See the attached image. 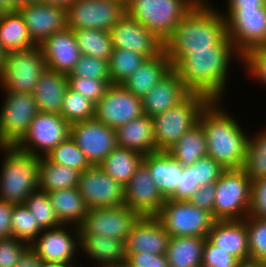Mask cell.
<instances>
[{"instance_id": "obj_1", "label": "cell", "mask_w": 266, "mask_h": 267, "mask_svg": "<svg viewBox=\"0 0 266 267\" xmlns=\"http://www.w3.org/2000/svg\"><path fill=\"white\" fill-rule=\"evenodd\" d=\"M173 69L191 93H200L211 101H221L228 82L232 55L242 56L226 36L213 49L165 50ZM236 52V53H235Z\"/></svg>"}, {"instance_id": "obj_2", "label": "cell", "mask_w": 266, "mask_h": 267, "mask_svg": "<svg viewBox=\"0 0 266 267\" xmlns=\"http://www.w3.org/2000/svg\"><path fill=\"white\" fill-rule=\"evenodd\" d=\"M218 103L211 101L198 121L205 132L208 156L225 169L242 168L249 137L237 120L221 109Z\"/></svg>"}, {"instance_id": "obj_3", "label": "cell", "mask_w": 266, "mask_h": 267, "mask_svg": "<svg viewBox=\"0 0 266 267\" xmlns=\"http://www.w3.org/2000/svg\"><path fill=\"white\" fill-rule=\"evenodd\" d=\"M226 36L222 12L208 2H198L164 42V50L213 49Z\"/></svg>"}, {"instance_id": "obj_4", "label": "cell", "mask_w": 266, "mask_h": 267, "mask_svg": "<svg viewBox=\"0 0 266 267\" xmlns=\"http://www.w3.org/2000/svg\"><path fill=\"white\" fill-rule=\"evenodd\" d=\"M5 153L0 174V200L10 204H24L25 199L38 189L40 157L18 149L0 146Z\"/></svg>"}, {"instance_id": "obj_5", "label": "cell", "mask_w": 266, "mask_h": 267, "mask_svg": "<svg viewBox=\"0 0 266 267\" xmlns=\"http://www.w3.org/2000/svg\"><path fill=\"white\" fill-rule=\"evenodd\" d=\"M211 100L200 93H190L183 101L152 117L157 150H169L199 121Z\"/></svg>"}, {"instance_id": "obj_6", "label": "cell", "mask_w": 266, "mask_h": 267, "mask_svg": "<svg viewBox=\"0 0 266 267\" xmlns=\"http://www.w3.org/2000/svg\"><path fill=\"white\" fill-rule=\"evenodd\" d=\"M197 0H132L126 12L165 42Z\"/></svg>"}, {"instance_id": "obj_7", "label": "cell", "mask_w": 266, "mask_h": 267, "mask_svg": "<svg viewBox=\"0 0 266 267\" xmlns=\"http://www.w3.org/2000/svg\"><path fill=\"white\" fill-rule=\"evenodd\" d=\"M252 182L242 168L226 169L215 182L216 221L244 220L250 214Z\"/></svg>"}, {"instance_id": "obj_8", "label": "cell", "mask_w": 266, "mask_h": 267, "mask_svg": "<svg viewBox=\"0 0 266 267\" xmlns=\"http://www.w3.org/2000/svg\"><path fill=\"white\" fill-rule=\"evenodd\" d=\"M45 69L46 63L39 45L7 52L0 71L1 88L4 92L32 94Z\"/></svg>"}, {"instance_id": "obj_9", "label": "cell", "mask_w": 266, "mask_h": 267, "mask_svg": "<svg viewBox=\"0 0 266 267\" xmlns=\"http://www.w3.org/2000/svg\"><path fill=\"white\" fill-rule=\"evenodd\" d=\"M171 237H206L216 221L212 213L188 200L166 199L155 216Z\"/></svg>"}, {"instance_id": "obj_10", "label": "cell", "mask_w": 266, "mask_h": 267, "mask_svg": "<svg viewBox=\"0 0 266 267\" xmlns=\"http://www.w3.org/2000/svg\"><path fill=\"white\" fill-rule=\"evenodd\" d=\"M222 15L227 36L242 57L249 50L266 45V6L228 8Z\"/></svg>"}, {"instance_id": "obj_11", "label": "cell", "mask_w": 266, "mask_h": 267, "mask_svg": "<svg viewBox=\"0 0 266 267\" xmlns=\"http://www.w3.org/2000/svg\"><path fill=\"white\" fill-rule=\"evenodd\" d=\"M4 93L0 111V146H15L27 133L39 111L33 94Z\"/></svg>"}, {"instance_id": "obj_12", "label": "cell", "mask_w": 266, "mask_h": 267, "mask_svg": "<svg viewBox=\"0 0 266 267\" xmlns=\"http://www.w3.org/2000/svg\"><path fill=\"white\" fill-rule=\"evenodd\" d=\"M124 13L117 0H74L67 8V28L111 31Z\"/></svg>"}, {"instance_id": "obj_13", "label": "cell", "mask_w": 266, "mask_h": 267, "mask_svg": "<svg viewBox=\"0 0 266 267\" xmlns=\"http://www.w3.org/2000/svg\"><path fill=\"white\" fill-rule=\"evenodd\" d=\"M69 136L70 124L60 114L39 112L15 146L29 154L45 156Z\"/></svg>"}, {"instance_id": "obj_14", "label": "cell", "mask_w": 266, "mask_h": 267, "mask_svg": "<svg viewBox=\"0 0 266 267\" xmlns=\"http://www.w3.org/2000/svg\"><path fill=\"white\" fill-rule=\"evenodd\" d=\"M142 115L144 112L141 98L122 84H110L94 109V119L115 130Z\"/></svg>"}, {"instance_id": "obj_15", "label": "cell", "mask_w": 266, "mask_h": 267, "mask_svg": "<svg viewBox=\"0 0 266 267\" xmlns=\"http://www.w3.org/2000/svg\"><path fill=\"white\" fill-rule=\"evenodd\" d=\"M139 217L126 205L92 208L78 225L79 234H97L126 242Z\"/></svg>"}, {"instance_id": "obj_16", "label": "cell", "mask_w": 266, "mask_h": 267, "mask_svg": "<svg viewBox=\"0 0 266 267\" xmlns=\"http://www.w3.org/2000/svg\"><path fill=\"white\" fill-rule=\"evenodd\" d=\"M70 137L92 166H98L118 146L116 130L96 119L70 124Z\"/></svg>"}, {"instance_id": "obj_17", "label": "cell", "mask_w": 266, "mask_h": 267, "mask_svg": "<svg viewBox=\"0 0 266 267\" xmlns=\"http://www.w3.org/2000/svg\"><path fill=\"white\" fill-rule=\"evenodd\" d=\"M78 191L89 209L124 205L125 187L98 166L80 173Z\"/></svg>"}, {"instance_id": "obj_18", "label": "cell", "mask_w": 266, "mask_h": 267, "mask_svg": "<svg viewBox=\"0 0 266 267\" xmlns=\"http://www.w3.org/2000/svg\"><path fill=\"white\" fill-rule=\"evenodd\" d=\"M110 32L113 49L134 51L147 59L158 56L164 50V42L134 20L127 12Z\"/></svg>"}, {"instance_id": "obj_19", "label": "cell", "mask_w": 266, "mask_h": 267, "mask_svg": "<svg viewBox=\"0 0 266 267\" xmlns=\"http://www.w3.org/2000/svg\"><path fill=\"white\" fill-rule=\"evenodd\" d=\"M66 227H68L67 224H62L59 227L44 229L30 244L31 249L41 260L74 266L72 264L74 254L77 249H80V247L77 248L80 246L79 228L75 225L73 233L71 230L69 232Z\"/></svg>"}, {"instance_id": "obj_20", "label": "cell", "mask_w": 266, "mask_h": 267, "mask_svg": "<svg viewBox=\"0 0 266 267\" xmlns=\"http://www.w3.org/2000/svg\"><path fill=\"white\" fill-rule=\"evenodd\" d=\"M124 187V205L139 216H156L166 201L143 162Z\"/></svg>"}, {"instance_id": "obj_21", "label": "cell", "mask_w": 266, "mask_h": 267, "mask_svg": "<svg viewBox=\"0 0 266 267\" xmlns=\"http://www.w3.org/2000/svg\"><path fill=\"white\" fill-rule=\"evenodd\" d=\"M18 11L23 16L29 36L36 45L67 28V9L63 7L34 3L21 6Z\"/></svg>"}, {"instance_id": "obj_22", "label": "cell", "mask_w": 266, "mask_h": 267, "mask_svg": "<svg viewBox=\"0 0 266 267\" xmlns=\"http://www.w3.org/2000/svg\"><path fill=\"white\" fill-rule=\"evenodd\" d=\"M170 238V234L155 216H140L128 235L126 253L166 255Z\"/></svg>"}, {"instance_id": "obj_23", "label": "cell", "mask_w": 266, "mask_h": 267, "mask_svg": "<svg viewBox=\"0 0 266 267\" xmlns=\"http://www.w3.org/2000/svg\"><path fill=\"white\" fill-rule=\"evenodd\" d=\"M46 68L69 74L82 56L73 29L66 28L39 44Z\"/></svg>"}, {"instance_id": "obj_24", "label": "cell", "mask_w": 266, "mask_h": 267, "mask_svg": "<svg viewBox=\"0 0 266 267\" xmlns=\"http://www.w3.org/2000/svg\"><path fill=\"white\" fill-rule=\"evenodd\" d=\"M190 93L177 72L172 69L141 98L143 112L148 117H154L179 104Z\"/></svg>"}, {"instance_id": "obj_25", "label": "cell", "mask_w": 266, "mask_h": 267, "mask_svg": "<svg viewBox=\"0 0 266 267\" xmlns=\"http://www.w3.org/2000/svg\"><path fill=\"white\" fill-rule=\"evenodd\" d=\"M207 239L240 262L249 261L246 220L215 221Z\"/></svg>"}, {"instance_id": "obj_26", "label": "cell", "mask_w": 266, "mask_h": 267, "mask_svg": "<svg viewBox=\"0 0 266 267\" xmlns=\"http://www.w3.org/2000/svg\"><path fill=\"white\" fill-rule=\"evenodd\" d=\"M143 163L148 167L152 181L161 195L168 199L176 191L182 176L183 167L165 150H158L144 155Z\"/></svg>"}, {"instance_id": "obj_27", "label": "cell", "mask_w": 266, "mask_h": 267, "mask_svg": "<svg viewBox=\"0 0 266 267\" xmlns=\"http://www.w3.org/2000/svg\"><path fill=\"white\" fill-rule=\"evenodd\" d=\"M68 88L69 81L66 73L46 68L32 93L37 103L38 111L60 114L63 98Z\"/></svg>"}, {"instance_id": "obj_28", "label": "cell", "mask_w": 266, "mask_h": 267, "mask_svg": "<svg viewBox=\"0 0 266 267\" xmlns=\"http://www.w3.org/2000/svg\"><path fill=\"white\" fill-rule=\"evenodd\" d=\"M172 69L171 60L163 50L158 56L146 59L122 85L142 98Z\"/></svg>"}, {"instance_id": "obj_29", "label": "cell", "mask_w": 266, "mask_h": 267, "mask_svg": "<svg viewBox=\"0 0 266 267\" xmlns=\"http://www.w3.org/2000/svg\"><path fill=\"white\" fill-rule=\"evenodd\" d=\"M80 248L99 267H110L126 263V242L97 234H79Z\"/></svg>"}, {"instance_id": "obj_30", "label": "cell", "mask_w": 266, "mask_h": 267, "mask_svg": "<svg viewBox=\"0 0 266 267\" xmlns=\"http://www.w3.org/2000/svg\"><path fill=\"white\" fill-rule=\"evenodd\" d=\"M117 145L143 155L156 152L153 120L146 114L116 129Z\"/></svg>"}, {"instance_id": "obj_31", "label": "cell", "mask_w": 266, "mask_h": 267, "mask_svg": "<svg viewBox=\"0 0 266 267\" xmlns=\"http://www.w3.org/2000/svg\"><path fill=\"white\" fill-rule=\"evenodd\" d=\"M48 197L62 224L78 226L88 213L89 208L77 187L48 192Z\"/></svg>"}, {"instance_id": "obj_32", "label": "cell", "mask_w": 266, "mask_h": 267, "mask_svg": "<svg viewBox=\"0 0 266 267\" xmlns=\"http://www.w3.org/2000/svg\"><path fill=\"white\" fill-rule=\"evenodd\" d=\"M206 237H171L166 251L169 267H202Z\"/></svg>"}, {"instance_id": "obj_33", "label": "cell", "mask_w": 266, "mask_h": 267, "mask_svg": "<svg viewBox=\"0 0 266 267\" xmlns=\"http://www.w3.org/2000/svg\"><path fill=\"white\" fill-rule=\"evenodd\" d=\"M0 45L6 52L29 49L33 42L23 16L18 10H11L0 16Z\"/></svg>"}, {"instance_id": "obj_34", "label": "cell", "mask_w": 266, "mask_h": 267, "mask_svg": "<svg viewBox=\"0 0 266 267\" xmlns=\"http://www.w3.org/2000/svg\"><path fill=\"white\" fill-rule=\"evenodd\" d=\"M143 157L144 155L137 151L117 146L99 166L106 174L125 186L143 162Z\"/></svg>"}, {"instance_id": "obj_35", "label": "cell", "mask_w": 266, "mask_h": 267, "mask_svg": "<svg viewBox=\"0 0 266 267\" xmlns=\"http://www.w3.org/2000/svg\"><path fill=\"white\" fill-rule=\"evenodd\" d=\"M80 172L50 162L45 156L40 157L38 169V189L45 192L78 187Z\"/></svg>"}, {"instance_id": "obj_36", "label": "cell", "mask_w": 266, "mask_h": 267, "mask_svg": "<svg viewBox=\"0 0 266 267\" xmlns=\"http://www.w3.org/2000/svg\"><path fill=\"white\" fill-rule=\"evenodd\" d=\"M167 151L183 168L190 167L198 159L208 156L206 136L203 127L197 123Z\"/></svg>"}, {"instance_id": "obj_37", "label": "cell", "mask_w": 266, "mask_h": 267, "mask_svg": "<svg viewBox=\"0 0 266 267\" xmlns=\"http://www.w3.org/2000/svg\"><path fill=\"white\" fill-rule=\"evenodd\" d=\"M81 54L109 62L113 53L110 31L98 29H73Z\"/></svg>"}, {"instance_id": "obj_38", "label": "cell", "mask_w": 266, "mask_h": 267, "mask_svg": "<svg viewBox=\"0 0 266 267\" xmlns=\"http://www.w3.org/2000/svg\"><path fill=\"white\" fill-rule=\"evenodd\" d=\"M242 169L251 182L266 177V130L248 139Z\"/></svg>"}, {"instance_id": "obj_39", "label": "cell", "mask_w": 266, "mask_h": 267, "mask_svg": "<svg viewBox=\"0 0 266 267\" xmlns=\"http://www.w3.org/2000/svg\"><path fill=\"white\" fill-rule=\"evenodd\" d=\"M146 59L134 51L113 49L108 62L111 84H123Z\"/></svg>"}, {"instance_id": "obj_40", "label": "cell", "mask_w": 266, "mask_h": 267, "mask_svg": "<svg viewBox=\"0 0 266 267\" xmlns=\"http://www.w3.org/2000/svg\"><path fill=\"white\" fill-rule=\"evenodd\" d=\"M45 157L50 162L75 169L80 173L92 166L70 136L51 149Z\"/></svg>"}, {"instance_id": "obj_41", "label": "cell", "mask_w": 266, "mask_h": 267, "mask_svg": "<svg viewBox=\"0 0 266 267\" xmlns=\"http://www.w3.org/2000/svg\"><path fill=\"white\" fill-rule=\"evenodd\" d=\"M43 230L25 204L13 206L11 237L30 245Z\"/></svg>"}, {"instance_id": "obj_42", "label": "cell", "mask_w": 266, "mask_h": 267, "mask_svg": "<svg viewBox=\"0 0 266 267\" xmlns=\"http://www.w3.org/2000/svg\"><path fill=\"white\" fill-rule=\"evenodd\" d=\"M24 204L43 229L62 225L53 209L47 192L37 189L25 199Z\"/></svg>"}, {"instance_id": "obj_43", "label": "cell", "mask_w": 266, "mask_h": 267, "mask_svg": "<svg viewBox=\"0 0 266 267\" xmlns=\"http://www.w3.org/2000/svg\"><path fill=\"white\" fill-rule=\"evenodd\" d=\"M95 104L82 94L68 88L63 98L60 116L69 124L94 119Z\"/></svg>"}, {"instance_id": "obj_44", "label": "cell", "mask_w": 266, "mask_h": 267, "mask_svg": "<svg viewBox=\"0 0 266 267\" xmlns=\"http://www.w3.org/2000/svg\"><path fill=\"white\" fill-rule=\"evenodd\" d=\"M248 234L249 260L266 263V220L250 214L245 217Z\"/></svg>"}, {"instance_id": "obj_45", "label": "cell", "mask_w": 266, "mask_h": 267, "mask_svg": "<svg viewBox=\"0 0 266 267\" xmlns=\"http://www.w3.org/2000/svg\"><path fill=\"white\" fill-rule=\"evenodd\" d=\"M67 76L102 79L109 85L111 84L108 62L91 56L82 55L76 63L75 68L71 71V73L67 74Z\"/></svg>"}, {"instance_id": "obj_46", "label": "cell", "mask_w": 266, "mask_h": 267, "mask_svg": "<svg viewBox=\"0 0 266 267\" xmlns=\"http://www.w3.org/2000/svg\"><path fill=\"white\" fill-rule=\"evenodd\" d=\"M69 88L82 94L94 104L104 96L109 84L102 79H88L87 77L68 76Z\"/></svg>"}, {"instance_id": "obj_47", "label": "cell", "mask_w": 266, "mask_h": 267, "mask_svg": "<svg viewBox=\"0 0 266 267\" xmlns=\"http://www.w3.org/2000/svg\"><path fill=\"white\" fill-rule=\"evenodd\" d=\"M240 263L229 252L219 249L207 238L203 247L202 267H237Z\"/></svg>"}, {"instance_id": "obj_48", "label": "cell", "mask_w": 266, "mask_h": 267, "mask_svg": "<svg viewBox=\"0 0 266 267\" xmlns=\"http://www.w3.org/2000/svg\"><path fill=\"white\" fill-rule=\"evenodd\" d=\"M191 167L195 170L196 181L200 186L215 183L226 170L210 156L198 159Z\"/></svg>"}, {"instance_id": "obj_49", "label": "cell", "mask_w": 266, "mask_h": 267, "mask_svg": "<svg viewBox=\"0 0 266 267\" xmlns=\"http://www.w3.org/2000/svg\"><path fill=\"white\" fill-rule=\"evenodd\" d=\"M29 247L14 237L0 239V267H14Z\"/></svg>"}, {"instance_id": "obj_50", "label": "cell", "mask_w": 266, "mask_h": 267, "mask_svg": "<svg viewBox=\"0 0 266 267\" xmlns=\"http://www.w3.org/2000/svg\"><path fill=\"white\" fill-rule=\"evenodd\" d=\"M242 62L247 68L249 75L266 85V45L249 50L243 57Z\"/></svg>"}, {"instance_id": "obj_51", "label": "cell", "mask_w": 266, "mask_h": 267, "mask_svg": "<svg viewBox=\"0 0 266 267\" xmlns=\"http://www.w3.org/2000/svg\"><path fill=\"white\" fill-rule=\"evenodd\" d=\"M250 215L266 220V177L252 182Z\"/></svg>"}, {"instance_id": "obj_52", "label": "cell", "mask_w": 266, "mask_h": 267, "mask_svg": "<svg viewBox=\"0 0 266 267\" xmlns=\"http://www.w3.org/2000/svg\"><path fill=\"white\" fill-rule=\"evenodd\" d=\"M201 186L196 181L195 170L190 167H184L182 176L177 185L175 193L169 198L172 200H188Z\"/></svg>"}, {"instance_id": "obj_53", "label": "cell", "mask_w": 266, "mask_h": 267, "mask_svg": "<svg viewBox=\"0 0 266 267\" xmlns=\"http://www.w3.org/2000/svg\"><path fill=\"white\" fill-rule=\"evenodd\" d=\"M126 264L129 267H169L166 255L148 252L127 254Z\"/></svg>"}, {"instance_id": "obj_54", "label": "cell", "mask_w": 266, "mask_h": 267, "mask_svg": "<svg viewBox=\"0 0 266 267\" xmlns=\"http://www.w3.org/2000/svg\"><path fill=\"white\" fill-rule=\"evenodd\" d=\"M214 195L215 183H209L201 186L188 198V201L192 205L204 209L213 215Z\"/></svg>"}, {"instance_id": "obj_55", "label": "cell", "mask_w": 266, "mask_h": 267, "mask_svg": "<svg viewBox=\"0 0 266 267\" xmlns=\"http://www.w3.org/2000/svg\"><path fill=\"white\" fill-rule=\"evenodd\" d=\"M14 204L0 200V239L11 237V215Z\"/></svg>"}, {"instance_id": "obj_56", "label": "cell", "mask_w": 266, "mask_h": 267, "mask_svg": "<svg viewBox=\"0 0 266 267\" xmlns=\"http://www.w3.org/2000/svg\"><path fill=\"white\" fill-rule=\"evenodd\" d=\"M40 257L29 247L14 267H40Z\"/></svg>"}, {"instance_id": "obj_57", "label": "cell", "mask_w": 266, "mask_h": 267, "mask_svg": "<svg viewBox=\"0 0 266 267\" xmlns=\"http://www.w3.org/2000/svg\"><path fill=\"white\" fill-rule=\"evenodd\" d=\"M266 6V0H228V8H260Z\"/></svg>"}, {"instance_id": "obj_58", "label": "cell", "mask_w": 266, "mask_h": 267, "mask_svg": "<svg viewBox=\"0 0 266 267\" xmlns=\"http://www.w3.org/2000/svg\"><path fill=\"white\" fill-rule=\"evenodd\" d=\"M74 0H42V3L67 9Z\"/></svg>"}, {"instance_id": "obj_59", "label": "cell", "mask_w": 266, "mask_h": 267, "mask_svg": "<svg viewBox=\"0 0 266 267\" xmlns=\"http://www.w3.org/2000/svg\"><path fill=\"white\" fill-rule=\"evenodd\" d=\"M3 5L9 10H18L22 5L20 0H1Z\"/></svg>"}, {"instance_id": "obj_60", "label": "cell", "mask_w": 266, "mask_h": 267, "mask_svg": "<svg viewBox=\"0 0 266 267\" xmlns=\"http://www.w3.org/2000/svg\"><path fill=\"white\" fill-rule=\"evenodd\" d=\"M40 267H75V266L64 265V264H62L60 262L41 260Z\"/></svg>"}, {"instance_id": "obj_61", "label": "cell", "mask_w": 266, "mask_h": 267, "mask_svg": "<svg viewBox=\"0 0 266 267\" xmlns=\"http://www.w3.org/2000/svg\"><path fill=\"white\" fill-rule=\"evenodd\" d=\"M237 267H261V263L249 260L240 262Z\"/></svg>"}, {"instance_id": "obj_62", "label": "cell", "mask_w": 266, "mask_h": 267, "mask_svg": "<svg viewBox=\"0 0 266 267\" xmlns=\"http://www.w3.org/2000/svg\"><path fill=\"white\" fill-rule=\"evenodd\" d=\"M7 55V52L3 49V47L0 45V71L3 67L5 57Z\"/></svg>"}, {"instance_id": "obj_63", "label": "cell", "mask_w": 266, "mask_h": 267, "mask_svg": "<svg viewBox=\"0 0 266 267\" xmlns=\"http://www.w3.org/2000/svg\"><path fill=\"white\" fill-rule=\"evenodd\" d=\"M42 3V0H20L22 6L27 4Z\"/></svg>"}, {"instance_id": "obj_64", "label": "cell", "mask_w": 266, "mask_h": 267, "mask_svg": "<svg viewBox=\"0 0 266 267\" xmlns=\"http://www.w3.org/2000/svg\"><path fill=\"white\" fill-rule=\"evenodd\" d=\"M7 11H9L2 3V1L0 0V16L3 14V13H6Z\"/></svg>"}, {"instance_id": "obj_65", "label": "cell", "mask_w": 266, "mask_h": 267, "mask_svg": "<svg viewBox=\"0 0 266 267\" xmlns=\"http://www.w3.org/2000/svg\"><path fill=\"white\" fill-rule=\"evenodd\" d=\"M121 2L125 7L132 1V0H117Z\"/></svg>"}, {"instance_id": "obj_66", "label": "cell", "mask_w": 266, "mask_h": 267, "mask_svg": "<svg viewBox=\"0 0 266 267\" xmlns=\"http://www.w3.org/2000/svg\"><path fill=\"white\" fill-rule=\"evenodd\" d=\"M110 267H129V266L125 263V264H120V265H115V266H110Z\"/></svg>"}, {"instance_id": "obj_67", "label": "cell", "mask_w": 266, "mask_h": 267, "mask_svg": "<svg viewBox=\"0 0 266 267\" xmlns=\"http://www.w3.org/2000/svg\"><path fill=\"white\" fill-rule=\"evenodd\" d=\"M198 2H207V0H197Z\"/></svg>"}, {"instance_id": "obj_68", "label": "cell", "mask_w": 266, "mask_h": 267, "mask_svg": "<svg viewBox=\"0 0 266 267\" xmlns=\"http://www.w3.org/2000/svg\"><path fill=\"white\" fill-rule=\"evenodd\" d=\"M261 267H266V263H262L261 264Z\"/></svg>"}]
</instances>
